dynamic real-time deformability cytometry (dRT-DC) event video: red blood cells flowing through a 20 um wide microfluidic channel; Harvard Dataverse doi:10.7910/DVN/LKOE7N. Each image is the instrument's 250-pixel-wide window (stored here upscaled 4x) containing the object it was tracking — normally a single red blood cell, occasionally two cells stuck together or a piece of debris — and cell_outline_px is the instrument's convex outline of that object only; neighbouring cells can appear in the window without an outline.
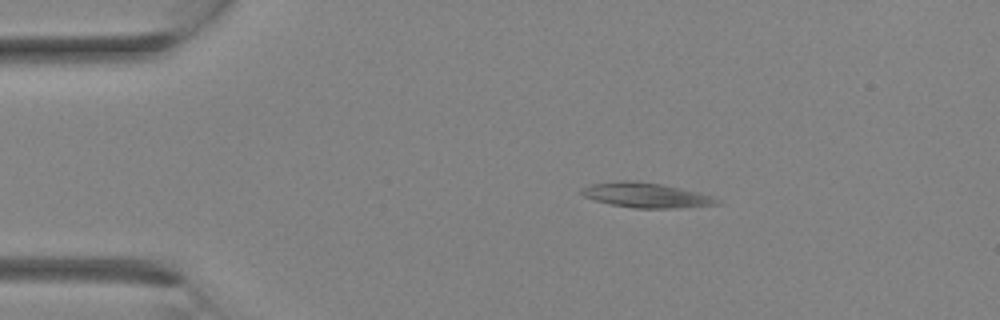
{"species": "Egyptian fruit bat (a non-hibernating species)", "species_latin": "Rousettus aegyptiacus", "temperature_condition": "room temperature", "stored_images_in_passage": 2, "camera_frame_rate_fps": 3000, "um_per_image_px": 0.085, "animal": {"sex": "female"}, "frame": {"image": 1, "passage_image": 1, "time_ms": 0.0, "image_size_px": [1000, 320], "cell_outline_px": [[720, 204], [680, 208], [632, 208], [612, 204], [596, 200], [584, 196], [580, 192], [580, 188], [588, 184], [620, 180], [636, 180], [660, 184], [700, 192], [712, 196], [720, 200]], "centroid_in_image_um": [54.91, 16.58], "position_along_channel_um": 30.1, "area_um2": 19.77}}